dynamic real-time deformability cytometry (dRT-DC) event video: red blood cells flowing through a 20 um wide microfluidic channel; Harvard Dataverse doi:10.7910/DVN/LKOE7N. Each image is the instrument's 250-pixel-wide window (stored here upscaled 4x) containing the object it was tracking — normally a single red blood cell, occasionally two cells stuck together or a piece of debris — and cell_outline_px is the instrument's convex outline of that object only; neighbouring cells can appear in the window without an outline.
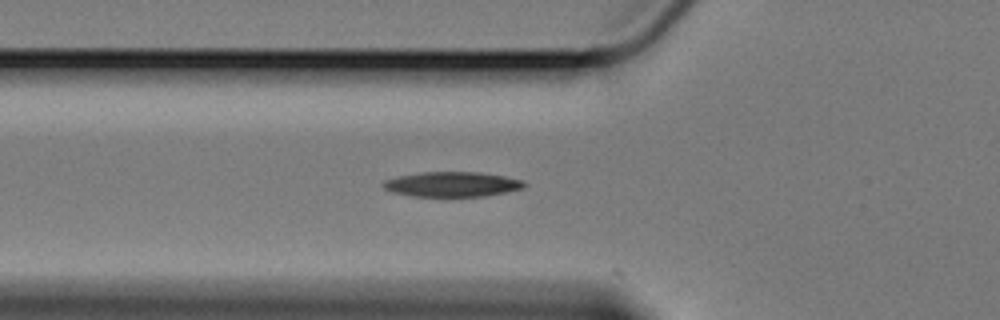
{"species": "Egyptian fruit bat (a non-hibernating species)", "species_latin": "Rousettus aegyptiacus", "temperature_condition": "cold", "stored_images_in_passage": 5, "camera_frame_rate_fps": 3000, "um_per_image_px": 0.085, "animal": {"sex": "female"}, "frame": {"image": 1, "passage_image": 3, "time_ms": 0.667, "image_size_px": [1000, 320], "cell_outline_px": [[528, 184], [524, 188], [508, 192], [484, 196], [412, 196], [392, 192], [384, 188], [380, 184], [384, 180], [400, 176], [420, 172], [480, 172], [504, 176], [524, 180]], "centroid_in_image_um": [38.46, 15.66], "position_along_channel_um": 87.3, "area_um2": 20.63}}